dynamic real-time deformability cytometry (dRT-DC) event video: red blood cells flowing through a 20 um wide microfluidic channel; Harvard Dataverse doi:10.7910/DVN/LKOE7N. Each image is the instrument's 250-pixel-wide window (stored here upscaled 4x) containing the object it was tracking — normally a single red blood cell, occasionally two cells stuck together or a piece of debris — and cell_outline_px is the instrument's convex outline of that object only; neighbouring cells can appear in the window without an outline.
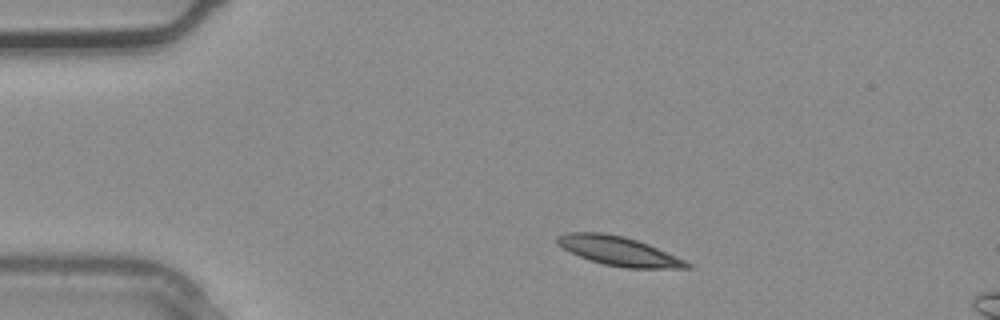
{"species": "common noctule bat (a hibernating species)", "species_latin": "Nyctalus noctula", "temperature_condition": "warm", "stored_images_in_passage": 2, "camera_frame_rate_fps": 3000, "um_per_image_px": 0.085, "animal": {"sex": "male", "body_mass_g": 20.4}, "frame": {"image": 1, "passage_image": 1, "time_ms": 0.0, "image_size_px": [1000, 320], "cell_outline_px": [[692, 268], [628, 268], [604, 264], [580, 256], [564, 248], [556, 240], [556, 236], [568, 232], [604, 232], [624, 236], [648, 244], [676, 256], [692, 264]], "centroid_in_image_um": [52.62, 21.33], "position_along_channel_um": 32.4, "area_um2": 21.68}}